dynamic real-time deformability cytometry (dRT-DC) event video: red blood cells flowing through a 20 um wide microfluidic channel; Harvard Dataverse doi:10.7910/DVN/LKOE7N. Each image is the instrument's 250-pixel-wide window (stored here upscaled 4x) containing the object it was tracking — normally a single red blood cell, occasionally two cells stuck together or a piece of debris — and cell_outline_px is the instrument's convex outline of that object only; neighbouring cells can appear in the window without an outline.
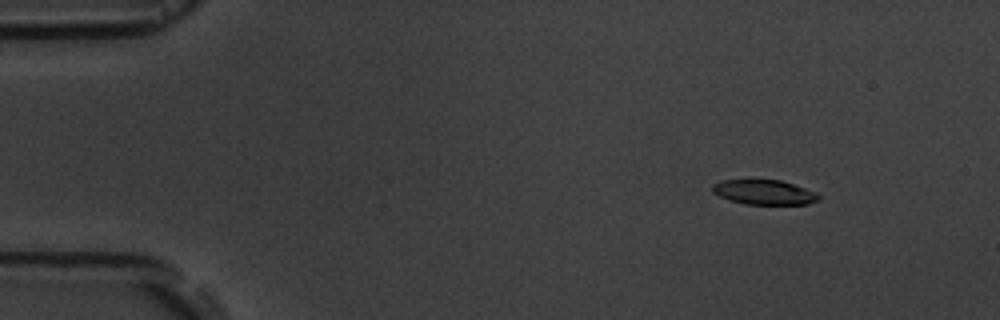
{"species": "common noctule bat (a hibernating species)", "species_latin": "Nyctalus noctula", "temperature_condition": "room temperature", "stored_images_in_passage": 4, "camera_frame_rate_fps": 3000, "um_per_image_px": 0.085, "animal": {"sex": "male", "body_mass_g": 19.5, "forearm_length_mm": 54.6}, "frame": {"image": 1, "passage_image": 2, "time_ms": 2.0, "image_size_px": [1000, 320], "cell_outline_px": [[820, 200], [808, 204], [744, 204], [728, 200], [712, 192], [712, 184], [720, 180], [780, 180], [816, 192], [820, 196]], "centroid_in_image_um": [64.93, 16.34], "position_along_channel_um": 20.1, "area_um2": 15.32}}